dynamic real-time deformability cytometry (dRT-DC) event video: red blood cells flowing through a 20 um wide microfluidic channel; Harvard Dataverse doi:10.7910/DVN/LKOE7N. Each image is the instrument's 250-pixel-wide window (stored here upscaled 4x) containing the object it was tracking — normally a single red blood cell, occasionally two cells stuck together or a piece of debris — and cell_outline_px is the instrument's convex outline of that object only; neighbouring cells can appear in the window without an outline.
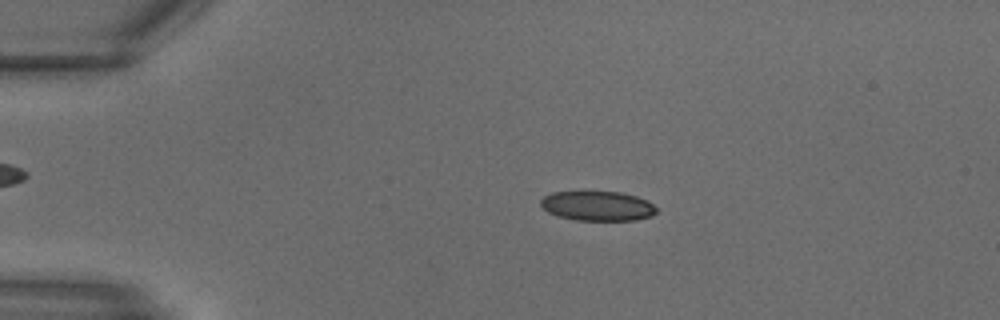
{"species": "common noctule bat (a hibernating species)", "species_latin": "Nyctalus noctula", "temperature_condition": "warm", "stored_images_in_passage": 18, "camera_frame_rate_fps": 3000, "um_per_image_px": 0.085, "animal": {"sex": "male", "body_mass_g": 18.8}, "frame": {"image": 1, "passage_image": 6, "time_ms": 1.667, "image_size_px": [1000, 320], "cell_outline_px": [[656, 212], [652, 216], [636, 220], [576, 220], [560, 216], [548, 212], [540, 204], [540, 200], [544, 196], [552, 192], [584, 188], [620, 192], [636, 196], [652, 204], [656, 208]], "centroid_in_image_um": [50.73, 17.45], "position_along_channel_um": 34.3, "area_um2": 20.75}}
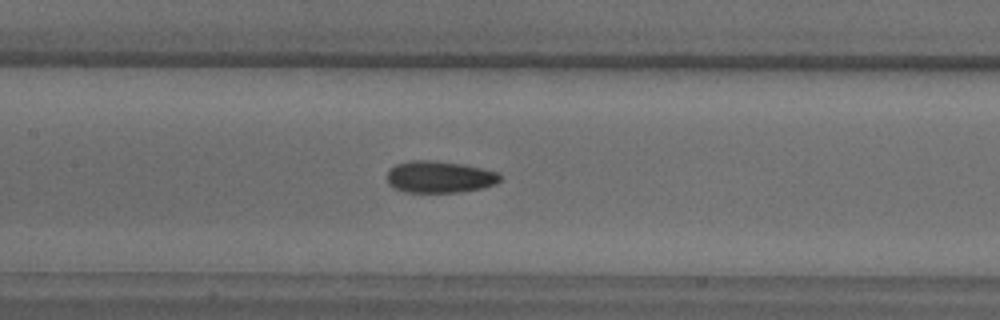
{"frame": {"image": 2, "passage_image": 14, "time_ms": 4.333, "image_size_px": [1000, 320], "cell_outline_px": [[500, 180], [496, 184], [480, 188], [460, 192], [404, 192], [392, 188], [388, 184], [388, 168], [396, 164], [408, 160], [432, 160], [464, 164], [500, 172]], "centroid_in_image_um": [37.33, 15.03], "position_along_channel_um": 170.1, "area_um2": 21.21}}
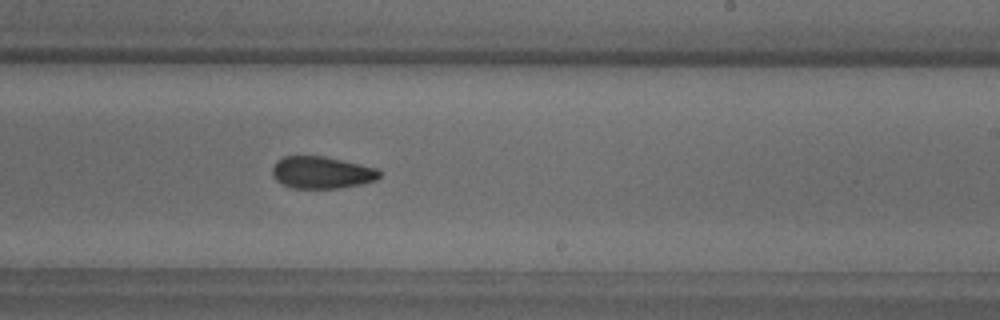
{"frame": {"image": 3, "passage_image": 18, "time_ms": 5.667, "image_size_px": [1000, 320], "cell_outline_px": [[380, 176], [376, 180], [364, 184], [340, 188], [292, 188], [280, 184], [272, 176], [272, 168], [276, 160], [284, 156], [324, 156], [376, 168], [380, 172]], "centroid_in_image_um": [27.31, 14.67], "position_along_channel_um": 261.7, "area_um2": 20.17}}